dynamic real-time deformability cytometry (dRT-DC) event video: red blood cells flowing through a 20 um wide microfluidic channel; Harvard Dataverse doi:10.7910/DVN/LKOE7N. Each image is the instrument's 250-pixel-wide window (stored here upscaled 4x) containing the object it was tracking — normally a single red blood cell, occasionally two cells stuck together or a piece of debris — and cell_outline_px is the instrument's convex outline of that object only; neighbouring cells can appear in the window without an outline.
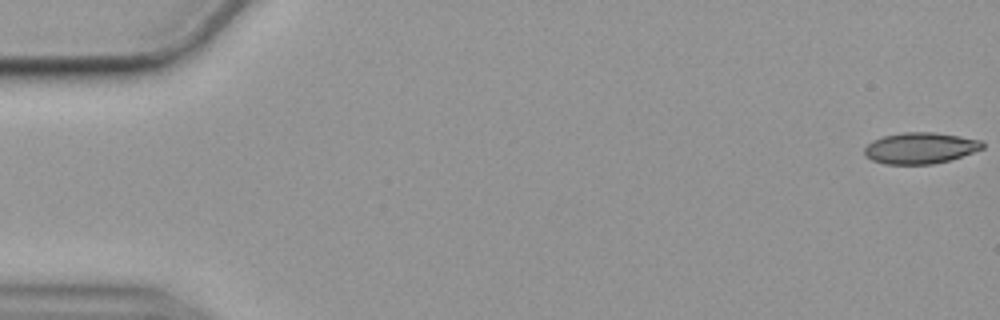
{"species": "common noctule bat (a hibernating species)", "species_latin": "Nyctalus noctula", "temperature_condition": "cold", "stored_images_in_passage": 56, "camera_frame_rate_fps": 3000, "um_per_image_px": 0.085, "animal": {"sex": "female", "body_mass_g": 19.9}, "frame": {"image": 1, "passage_image": 1, "time_ms": 0.0, "image_size_px": [1000, 320], "cell_outline_px": [[984, 148], [948, 160], [932, 164], [884, 164], [872, 160], [864, 156], [864, 148], [872, 140], [884, 136], [904, 132], [932, 132], [960, 136], [980, 140], [984, 144]], "centroid_in_image_um": [78.18, 12.58], "position_along_channel_um": 6.8, "area_um2": 21.33}}
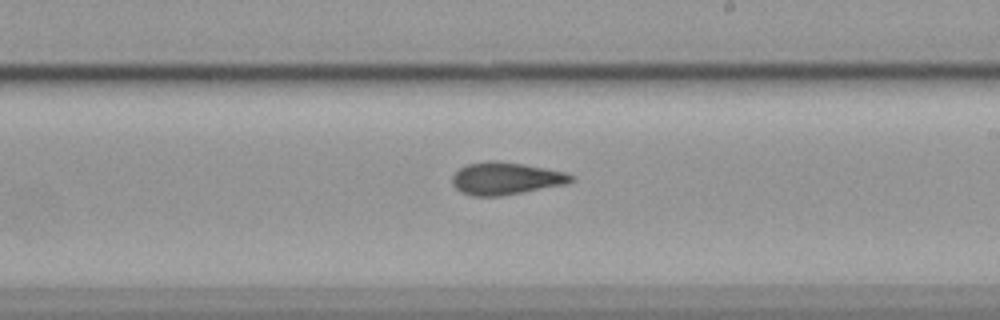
{"frame": {"image": 2, "passage_image": 33, "time_ms": 10.667, "image_size_px": [1000, 320], "cell_outline_px": [[572, 180], [564, 184], [500, 196], [472, 196], [460, 192], [452, 184], [452, 176], [460, 168], [468, 164], [488, 160], [496, 160], [524, 164], [564, 172], [572, 176]], "centroid_in_image_um": [42.92, 15.16], "position_along_channel_um": 246.1, "area_um2": 22.14}}
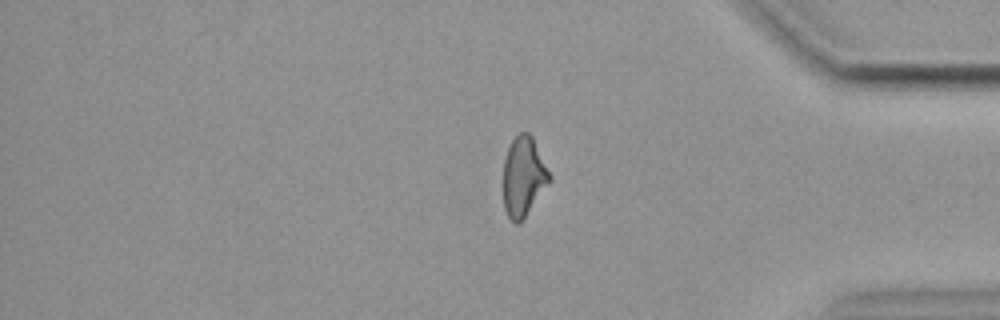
{"frame": {"image": 3, "passage_image": 47, "time_ms": 15.333, "image_size_px": [1000, 320], "cell_outline_px": [[552, 180], [520, 224], [516, 224], [508, 216], [504, 208], [504, 160], [508, 148], [512, 140], [520, 132], [528, 132], [532, 136], [552, 176]], "centroid_in_image_um": [44.52, 15.03], "position_along_channel_um": 390.7, "area_um2": 21.5}, "authors_computed_cell_mechanics": {"area_um2": 22.1374, "velocity_mm_per_s": 3.5716, "shape_relaxation_time_tau1_ms": 9.183, "shape_relaxation_time_tau2_ms": 2.8996, "deformation_change_tau1": 0.1758, "deformation_change_tau2": 0.0887}}